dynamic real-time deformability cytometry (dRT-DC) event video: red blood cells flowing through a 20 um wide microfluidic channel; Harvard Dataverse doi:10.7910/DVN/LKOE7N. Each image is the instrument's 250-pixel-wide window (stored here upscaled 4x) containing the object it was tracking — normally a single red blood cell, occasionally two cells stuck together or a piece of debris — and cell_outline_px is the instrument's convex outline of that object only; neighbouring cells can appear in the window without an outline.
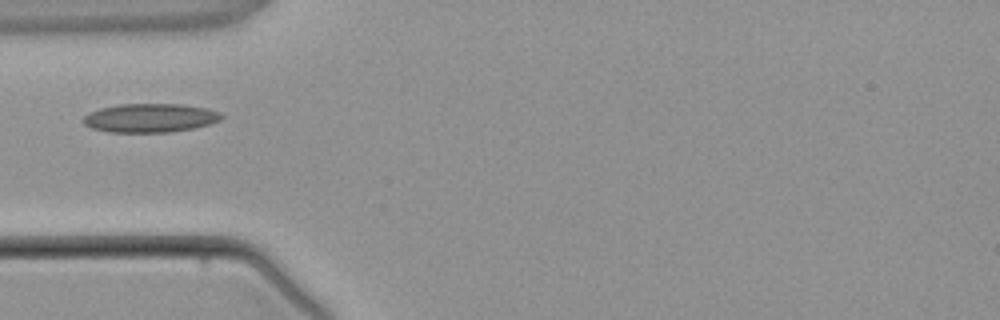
{"species": "common noctule bat (a hibernating species)", "species_latin": "Nyctalus noctula", "temperature_condition": "warm", "stored_images_in_passage": 3, "camera_frame_rate_fps": 3000, "um_per_image_px": 0.085, "animal": {"sex": "male", "body_mass_g": 21.5, "forearm_length_mm": 52.0}, "frame": {"image": 1, "passage_image": 2, "time_ms": 1.333, "image_size_px": [1000, 320], "cell_outline_px": [[224, 116], [220, 120], [208, 124], [192, 128], [168, 132], [108, 132], [92, 128], [84, 124], [80, 120], [88, 112], [100, 108], [120, 104], [180, 104], [208, 108], [220, 112]], "centroid_in_image_um": [12.73, 10.02], "position_along_channel_um": 72.3, "area_um2": 23.24}}
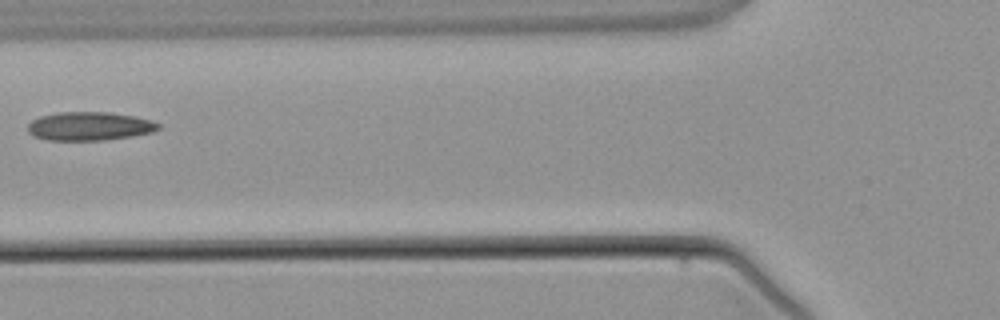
{"frame": {"image": 2, "passage_image": 3, "time_ms": 2.333, "image_size_px": [1000, 320], "cell_outline_px": [[160, 128], [152, 132], [132, 136], [104, 140], [48, 140], [32, 136], [28, 132], [28, 124], [32, 120], [40, 116], [60, 112], [108, 112], [136, 116], [152, 120], [160, 124]], "centroid_in_image_um": [7.61, 10.72], "position_along_channel_um": 118.2, "area_um2": 21.85}}